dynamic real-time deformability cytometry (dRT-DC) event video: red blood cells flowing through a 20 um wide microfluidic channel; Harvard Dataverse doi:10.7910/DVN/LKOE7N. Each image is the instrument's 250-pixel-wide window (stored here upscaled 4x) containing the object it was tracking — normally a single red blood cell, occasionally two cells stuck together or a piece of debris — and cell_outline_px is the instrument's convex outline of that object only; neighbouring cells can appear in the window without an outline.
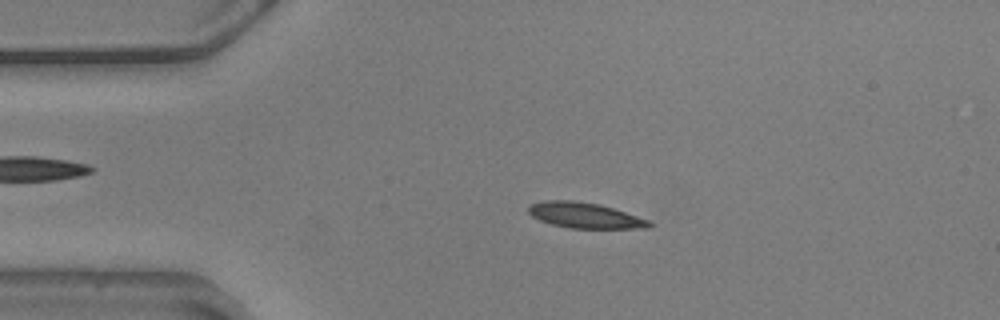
{"species": "common noctule bat (a hibernating species)", "species_latin": "Nyctalus noctula", "temperature_condition": "warm", "stored_images_in_passage": 57, "camera_frame_rate_fps": 3000, "um_per_image_px": 0.085, "animal": {"sex": "male", "body_mass_g": 20.5, "forearm_length_mm": 52.5}, "frame": {"image": 1, "passage_image": 12, "time_ms": 3.667, "image_size_px": [1000, 320], "cell_outline_px": [[652, 224], [648, 228], [568, 228], [552, 224], [540, 220], [532, 216], [528, 212], [528, 208], [532, 204], [544, 200], [572, 200], [600, 204], [648, 220]], "centroid_in_image_um": [49.67, 18.3], "position_along_channel_um": 35.3, "area_um2": 17.74}}
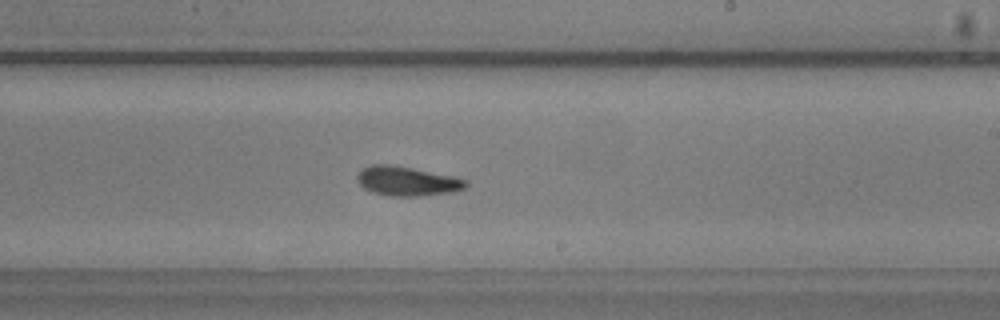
{"frame": {"image": 2, "passage_image": 33, "time_ms": 10.667, "image_size_px": [1000, 320], "cell_outline_px": [[468, 184], [464, 188], [452, 192], [420, 196], [388, 196], [372, 192], [364, 188], [356, 180], [356, 176], [364, 168], [372, 164], [392, 164], [452, 176], [468, 180]], "centroid_in_image_um": [34.59, 15.4], "position_along_channel_um": 254.4, "area_um2": 18.55}}
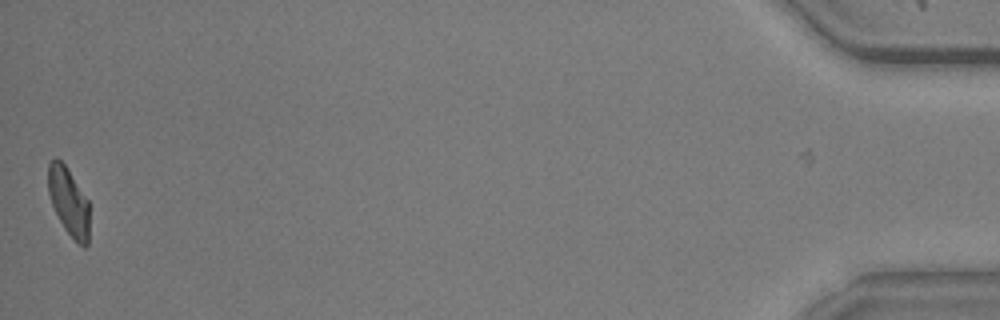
{"frame": {"image": 3, "passage_image": 56, "time_ms": 18.333, "image_size_px": [1000, 320], "cell_outline_px": [[88, 244], [84, 248], [64, 228], [52, 204], [48, 192], [48, 164], [56, 156], [64, 164], [88, 200]], "centroid_in_image_um": [5.82, 17.11], "position_along_channel_um": 429.4, "area_um2": 15.9}, "authors_computed_cell_mechanics": {"area_um2": 17.8602, "velocity_mm_per_s": 3.5797, "shape_relaxation_time_tau1_ms": 3.5668, "shape_relaxation_time_tau2_ms": 3.443, "deformation_change_tau1": 0.1543, "deformation_change_tau2": 0.0754}}